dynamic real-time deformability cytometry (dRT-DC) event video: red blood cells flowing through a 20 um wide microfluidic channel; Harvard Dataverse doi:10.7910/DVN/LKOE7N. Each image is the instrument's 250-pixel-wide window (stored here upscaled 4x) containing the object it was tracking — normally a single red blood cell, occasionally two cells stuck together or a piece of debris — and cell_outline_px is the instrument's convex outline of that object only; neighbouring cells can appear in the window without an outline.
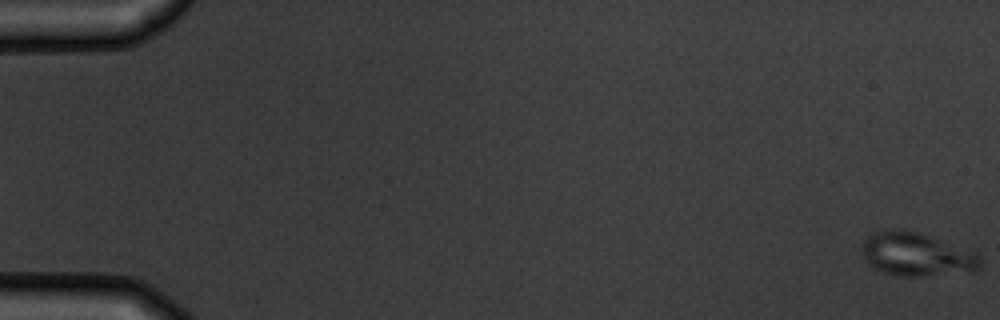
{"species": "common noctule bat (a hibernating species)", "species_latin": "Nyctalus noctula", "temperature_condition": "warm", "stored_images_in_passage": 7, "camera_frame_rate_fps": 3000, "um_per_image_px": 0.085, "animal": {"sex": "male", "body_mass_g": 19.5, "forearm_length_mm": 54.6}, "frame": {"image": 1, "passage_image": 1, "time_ms": 0.0, "image_size_px": [1000, 320], "cell_outline_px": [[984, 260], [980, 268], [920, 276], [900, 276], [880, 272], [872, 268], [864, 260], [860, 252], [860, 248], [864, 240], [872, 232], [884, 228], [904, 228], [920, 232], [932, 236], [976, 252]], "centroid_in_image_um": [77.8, 21.57], "position_along_channel_um": 7.2, "area_um2": 30.46}}